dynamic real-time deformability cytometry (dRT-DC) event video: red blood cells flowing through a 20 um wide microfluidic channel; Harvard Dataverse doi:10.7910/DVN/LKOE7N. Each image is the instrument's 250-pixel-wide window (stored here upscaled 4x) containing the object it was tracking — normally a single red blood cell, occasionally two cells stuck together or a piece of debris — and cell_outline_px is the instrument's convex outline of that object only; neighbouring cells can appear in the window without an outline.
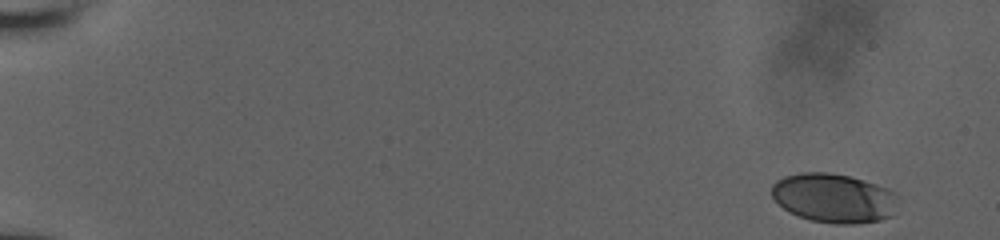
{"species": "human", "species_latin": "Homo sapiens", "temperature_condition": "room temperature", "stored_images_in_passage": 11, "camera_frame_rate_fps": 3000, "um_per_image_px": 0.085, "donor": {"sex": "male"}, "frame": {"image": 1, "passage_image": 1, "time_ms": 0.0, "image_size_px": [1000, 240], "cell_outline_px": [[896, 196], [892, 216], [880, 220], [852, 224], [836, 224], [812, 220], [788, 212], [772, 196], [772, 184], [776, 180], [784, 176], [800, 172], [828, 172], [848, 176], [876, 184], [888, 188]], "centroid_in_image_um": [70.84, 16.83], "position_along_channel_um": 14.2, "area_um2": 35.95}}
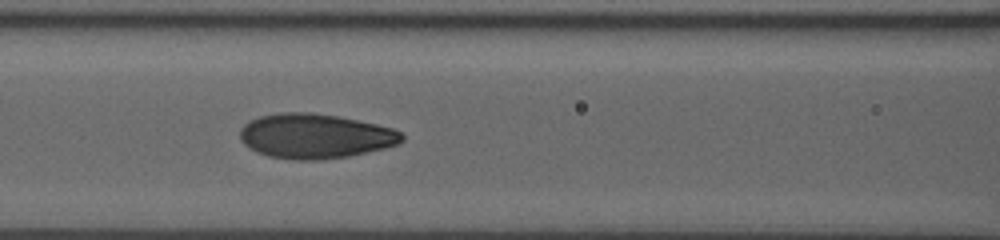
{"frame": {"image": 2, "passage_image": 10, "time_ms": 8.0, "image_size_px": [1000, 240], "cell_outline_px": [[404, 140], [400, 144], [384, 148], [348, 156], [320, 160], [292, 160], [268, 156], [256, 152], [248, 148], [240, 140], [240, 128], [248, 120], [260, 116], [280, 112], [312, 112], [340, 116], [376, 124], [392, 128], [400, 132], [404, 136]], "centroid_in_image_um": [26.76, 11.56], "position_along_channel_um": 139.8, "area_um2": 42.6}}
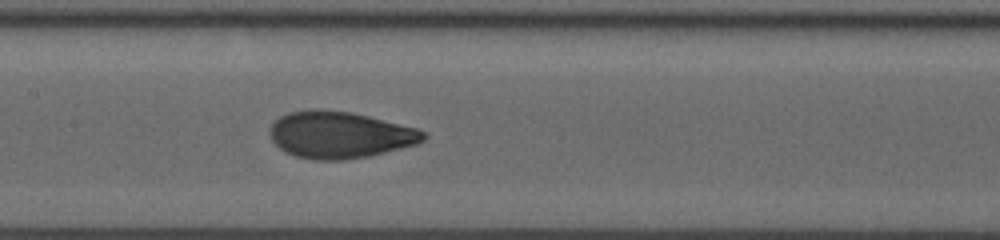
{"frame": {"image": 3, "passage_image": 11, "time_ms": 9.0, "image_size_px": [1000, 240], "cell_outline_px": [[428, 136], [424, 140], [416, 144], [368, 156], [344, 160], [312, 160], [296, 156], [284, 152], [272, 140], [272, 124], [280, 116], [288, 112], [316, 108], [320, 108], [352, 112], [416, 128], [424, 132]], "centroid_in_image_um": [28.87, 11.45], "position_along_channel_um": 178.5, "area_um2": 41.67}}